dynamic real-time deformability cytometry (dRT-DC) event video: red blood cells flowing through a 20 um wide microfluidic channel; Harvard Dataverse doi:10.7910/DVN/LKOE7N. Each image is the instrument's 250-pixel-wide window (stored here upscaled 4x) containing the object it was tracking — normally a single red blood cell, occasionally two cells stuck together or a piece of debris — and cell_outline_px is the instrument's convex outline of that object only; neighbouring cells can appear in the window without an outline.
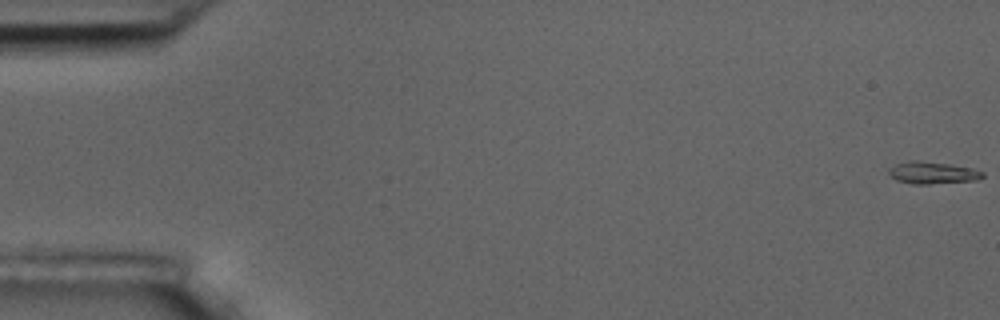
{"species": "common noctule bat (a hibernating species)", "species_latin": "Nyctalus noctula", "temperature_condition": "room temperature", "stored_images_in_passage": 6, "camera_frame_rate_fps": 3000, "um_per_image_px": 0.085, "animal": {"sex": "male", "body_mass_g": 17.5, "forearm_length_mm": 52.3}, "frame": {"image": 1, "passage_image": 1, "time_ms": 0.0, "image_size_px": [1000, 320], "cell_outline_px": [[984, 176], [976, 180], [928, 184], [912, 184], [896, 180], [888, 172], [888, 168], [896, 164], [908, 160], [916, 160], [948, 164], [972, 168], [984, 172]], "centroid_in_image_um": [79.24, 14.68], "position_along_channel_um": 5.8, "area_um2": 12.02}}
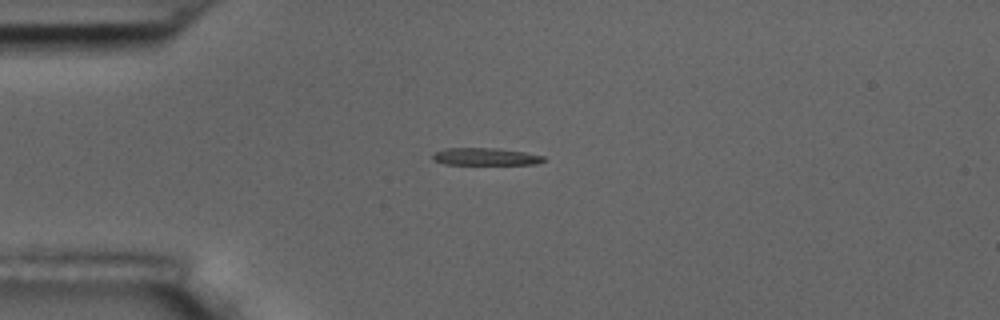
{"frame": {"image": 2, "passage_image": 5, "time_ms": 4.667, "image_size_px": [1000, 320], "cell_outline_px": [[548, 160], [536, 164], [444, 164], [432, 160], [432, 156], [436, 152], [444, 148], [496, 148], [524, 152], [544, 156]], "centroid_in_image_um": [41.27, 13.31], "position_along_channel_um": 43.7, "area_um2": 11.21}}